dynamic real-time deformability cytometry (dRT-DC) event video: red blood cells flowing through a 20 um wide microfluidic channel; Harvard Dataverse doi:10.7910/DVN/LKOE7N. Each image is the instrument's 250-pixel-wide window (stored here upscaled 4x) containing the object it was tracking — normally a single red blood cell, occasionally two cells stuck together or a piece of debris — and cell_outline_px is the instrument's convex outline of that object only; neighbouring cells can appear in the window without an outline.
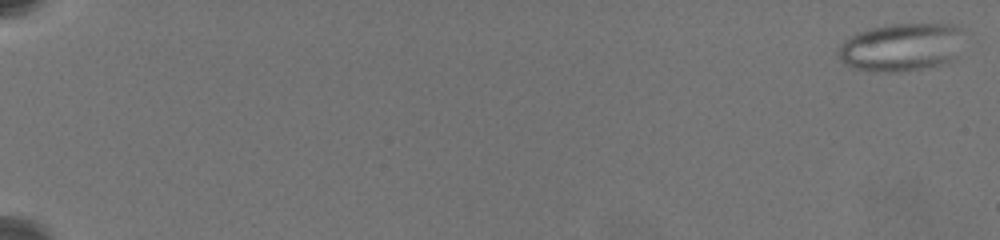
{"species": "common noctule bat (a hibernating species)", "species_latin": "Nyctalus noctula", "temperature_condition": "warm", "stored_images_in_passage": 57, "camera_frame_rate_fps": 3000, "um_per_image_px": 0.085, "animal": {"sex": "female", "body_mass_g": 19.5, "forearm_length_mm": 54.1}, "frame": {"image": 1, "passage_image": 2, "time_ms": 0.333, "image_size_px": [1000, 240], "cell_outline_px": [[972, 32], [948, 60], [940, 64], [928, 68], [896, 72], [880, 72], [856, 68], [844, 64], [840, 60], [836, 52], [840, 44], [844, 40], [856, 32], [868, 28], [892, 24], [952, 24], [968, 28]], "centroid_in_image_um": [76.66, 3.97], "position_along_channel_um": 8.3, "area_um2": 35.95}}
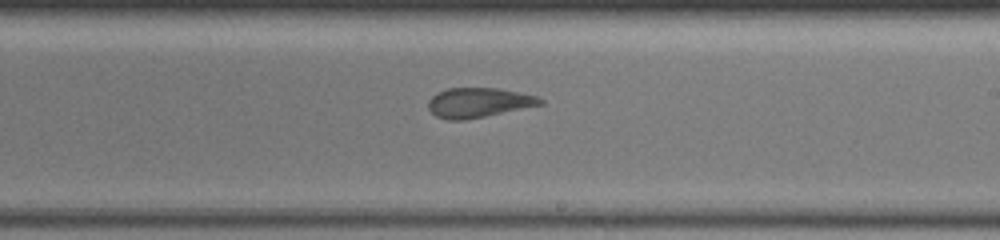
{"frame": {"image": 2, "passage_image": 35, "time_ms": 14.0, "image_size_px": [1000, 240], "cell_outline_px": [[544, 104], [464, 120], [448, 120], [436, 116], [428, 108], [428, 100], [436, 92], [448, 88], [496, 88], [536, 96], [544, 100]], "centroid_in_image_um": [40.64, 8.72], "position_along_channel_um": 248.4, "area_um2": 19.19}}
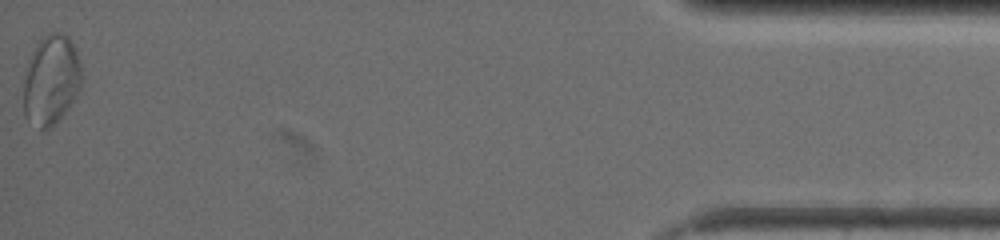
{"frame": {"image": 3, "passage_image": 57, "time_ms": 21.667, "image_size_px": [1000, 240], "cell_outline_px": [[84, 80], [76, 96], [68, 108], [44, 132], [24, 112], [24, 84], [32, 52], [40, 40], [48, 32], [60, 32], [68, 36], [76, 52], [84, 76]], "centroid_in_image_um": [4.4, 6.76], "position_along_channel_um": 430.8, "area_um2": 29.77}, "authors_computed_cell_mechanics": {"area_um2": 26.299, "velocity_mm_per_s": 3.3901, "shape_relaxation_time_tau1_ms": null, "shape_relaxation_time_tau2_ms": 2.6333, "deformation_change_tau1": null, "deformation_change_tau2": 0.1125}}